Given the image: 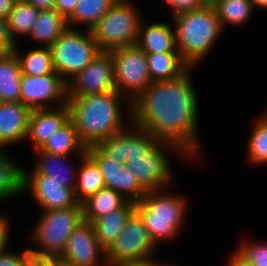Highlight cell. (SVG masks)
Listing matches in <instances>:
<instances>
[{"label":"cell","instance_id":"obj_1","mask_svg":"<svg viewBox=\"0 0 267 266\" xmlns=\"http://www.w3.org/2000/svg\"><path fill=\"white\" fill-rule=\"evenodd\" d=\"M190 69L175 79L152 82L131 102V123L195 157L199 105Z\"/></svg>","mask_w":267,"mask_h":266},{"label":"cell","instance_id":"obj_2","mask_svg":"<svg viewBox=\"0 0 267 266\" xmlns=\"http://www.w3.org/2000/svg\"><path fill=\"white\" fill-rule=\"evenodd\" d=\"M128 122L129 131L125 129L111 135L98 142L95 147L106 158L127 165L146 191L162 190V187L174 180L172 167L164 153L167 150L165 148L182 153V156H189L176 143L159 141L146 130L132 124L131 115Z\"/></svg>","mask_w":267,"mask_h":266},{"label":"cell","instance_id":"obj_3","mask_svg":"<svg viewBox=\"0 0 267 266\" xmlns=\"http://www.w3.org/2000/svg\"><path fill=\"white\" fill-rule=\"evenodd\" d=\"M122 98L128 102L131 113V101L117 90L87 96H67L70 119L87 148L125 129L121 114Z\"/></svg>","mask_w":267,"mask_h":266},{"label":"cell","instance_id":"obj_4","mask_svg":"<svg viewBox=\"0 0 267 266\" xmlns=\"http://www.w3.org/2000/svg\"><path fill=\"white\" fill-rule=\"evenodd\" d=\"M175 42L182 59L194 67L211 50L223 29L214 6L187 11L173 17Z\"/></svg>","mask_w":267,"mask_h":266},{"label":"cell","instance_id":"obj_5","mask_svg":"<svg viewBox=\"0 0 267 266\" xmlns=\"http://www.w3.org/2000/svg\"><path fill=\"white\" fill-rule=\"evenodd\" d=\"M185 201L178 195L154 190L147 191L142 200L136 203L135 211L156 245L161 243L160 240L171 239L179 234L186 213Z\"/></svg>","mask_w":267,"mask_h":266},{"label":"cell","instance_id":"obj_6","mask_svg":"<svg viewBox=\"0 0 267 266\" xmlns=\"http://www.w3.org/2000/svg\"><path fill=\"white\" fill-rule=\"evenodd\" d=\"M42 212L31 235L40 250L29 248L31 255L60 258L65 251L70 234L84 221L82 204Z\"/></svg>","mask_w":267,"mask_h":266},{"label":"cell","instance_id":"obj_7","mask_svg":"<svg viewBox=\"0 0 267 266\" xmlns=\"http://www.w3.org/2000/svg\"><path fill=\"white\" fill-rule=\"evenodd\" d=\"M128 0H116L103 18L91 29L101 52L136 45L140 16Z\"/></svg>","mask_w":267,"mask_h":266},{"label":"cell","instance_id":"obj_8","mask_svg":"<svg viewBox=\"0 0 267 266\" xmlns=\"http://www.w3.org/2000/svg\"><path fill=\"white\" fill-rule=\"evenodd\" d=\"M55 72L68 84L101 51L91 30L68 27L49 47ZM68 76V77H67ZM69 79V80H67Z\"/></svg>","mask_w":267,"mask_h":266},{"label":"cell","instance_id":"obj_9","mask_svg":"<svg viewBox=\"0 0 267 266\" xmlns=\"http://www.w3.org/2000/svg\"><path fill=\"white\" fill-rule=\"evenodd\" d=\"M116 90L132 102L151 83L145 52L137 45L110 51Z\"/></svg>","mask_w":267,"mask_h":266},{"label":"cell","instance_id":"obj_10","mask_svg":"<svg viewBox=\"0 0 267 266\" xmlns=\"http://www.w3.org/2000/svg\"><path fill=\"white\" fill-rule=\"evenodd\" d=\"M157 247L145 227L140 215L134 211L125 228L112 246L106 251L108 266L152 258Z\"/></svg>","mask_w":267,"mask_h":266},{"label":"cell","instance_id":"obj_11","mask_svg":"<svg viewBox=\"0 0 267 266\" xmlns=\"http://www.w3.org/2000/svg\"><path fill=\"white\" fill-rule=\"evenodd\" d=\"M20 102L33 109L47 108V104L57 102L58 106L67 104L68 84L57 74L41 76L21 74Z\"/></svg>","mask_w":267,"mask_h":266},{"label":"cell","instance_id":"obj_12","mask_svg":"<svg viewBox=\"0 0 267 266\" xmlns=\"http://www.w3.org/2000/svg\"><path fill=\"white\" fill-rule=\"evenodd\" d=\"M71 80L73 83H68V96H87L116 90L111 53L100 52Z\"/></svg>","mask_w":267,"mask_h":266},{"label":"cell","instance_id":"obj_13","mask_svg":"<svg viewBox=\"0 0 267 266\" xmlns=\"http://www.w3.org/2000/svg\"><path fill=\"white\" fill-rule=\"evenodd\" d=\"M60 259L75 266H108L106 250L99 244L91 222L85 220L70 234Z\"/></svg>","mask_w":267,"mask_h":266},{"label":"cell","instance_id":"obj_14","mask_svg":"<svg viewBox=\"0 0 267 266\" xmlns=\"http://www.w3.org/2000/svg\"><path fill=\"white\" fill-rule=\"evenodd\" d=\"M86 153L97 163L106 188L113 189L128 201L137 203L142 200L147 191L127 165L106 158L95 146L88 147Z\"/></svg>","mask_w":267,"mask_h":266},{"label":"cell","instance_id":"obj_15","mask_svg":"<svg viewBox=\"0 0 267 266\" xmlns=\"http://www.w3.org/2000/svg\"><path fill=\"white\" fill-rule=\"evenodd\" d=\"M32 191L36 203L43 211L71 208L78 204L74 189L45 175H22V192Z\"/></svg>","mask_w":267,"mask_h":266},{"label":"cell","instance_id":"obj_16","mask_svg":"<svg viewBox=\"0 0 267 266\" xmlns=\"http://www.w3.org/2000/svg\"><path fill=\"white\" fill-rule=\"evenodd\" d=\"M55 109H33L30 113L27 139L30 138L35 150L41 149L51 135L70 118L67 104Z\"/></svg>","mask_w":267,"mask_h":266},{"label":"cell","instance_id":"obj_17","mask_svg":"<svg viewBox=\"0 0 267 266\" xmlns=\"http://www.w3.org/2000/svg\"><path fill=\"white\" fill-rule=\"evenodd\" d=\"M31 109L19 102L0 106V148L27 139Z\"/></svg>","mask_w":267,"mask_h":266},{"label":"cell","instance_id":"obj_18","mask_svg":"<svg viewBox=\"0 0 267 266\" xmlns=\"http://www.w3.org/2000/svg\"><path fill=\"white\" fill-rule=\"evenodd\" d=\"M136 203L127 201L121 208L91 222L99 244L107 251L125 228L126 222L135 211Z\"/></svg>","mask_w":267,"mask_h":266},{"label":"cell","instance_id":"obj_19","mask_svg":"<svg viewBox=\"0 0 267 266\" xmlns=\"http://www.w3.org/2000/svg\"><path fill=\"white\" fill-rule=\"evenodd\" d=\"M136 45L145 53L178 52L175 30L167 23H153L144 28L141 20Z\"/></svg>","mask_w":267,"mask_h":266},{"label":"cell","instance_id":"obj_20","mask_svg":"<svg viewBox=\"0 0 267 266\" xmlns=\"http://www.w3.org/2000/svg\"><path fill=\"white\" fill-rule=\"evenodd\" d=\"M36 151L40 155L39 162L37 161L32 172L22 168V175L50 176L53 177V180L61 182L63 186L75 189L77 171L75 169L72 170L70 167L67 168L64 163L70 156L55 155L43 152L40 149Z\"/></svg>","mask_w":267,"mask_h":266},{"label":"cell","instance_id":"obj_21","mask_svg":"<svg viewBox=\"0 0 267 266\" xmlns=\"http://www.w3.org/2000/svg\"><path fill=\"white\" fill-rule=\"evenodd\" d=\"M150 79L154 81L171 80L182 75L190 66L179 52L145 53Z\"/></svg>","mask_w":267,"mask_h":266},{"label":"cell","instance_id":"obj_22","mask_svg":"<svg viewBox=\"0 0 267 266\" xmlns=\"http://www.w3.org/2000/svg\"><path fill=\"white\" fill-rule=\"evenodd\" d=\"M21 68L14 51L0 53V96L3 102H19Z\"/></svg>","mask_w":267,"mask_h":266},{"label":"cell","instance_id":"obj_23","mask_svg":"<svg viewBox=\"0 0 267 266\" xmlns=\"http://www.w3.org/2000/svg\"><path fill=\"white\" fill-rule=\"evenodd\" d=\"M86 149L87 147L80 140L73 121L69 118L62 127L51 135L40 150L62 156H71L72 153L78 151V155L83 156Z\"/></svg>","mask_w":267,"mask_h":266},{"label":"cell","instance_id":"obj_24","mask_svg":"<svg viewBox=\"0 0 267 266\" xmlns=\"http://www.w3.org/2000/svg\"><path fill=\"white\" fill-rule=\"evenodd\" d=\"M80 159L82 167L77 171L74 193L77 202L82 204L99 190L105 188V182L97 163L87 153Z\"/></svg>","mask_w":267,"mask_h":266},{"label":"cell","instance_id":"obj_25","mask_svg":"<svg viewBox=\"0 0 267 266\" xmlns=\"http://www.w3.org/2000/svg\"><path fill=\"white\" fill-rule=\"evenodd\" d=\"M67 28V20L55 9L40 10L28 36L36 42L43 43L45 47H50Z\"/></svg>","mask_w":267,"mask_h":266},{"label":"cell","instance_id":"obj_26","mask_svg":"<svg viewBox=\"0 0 267 266\" xmlns=\"http://www.w3.org/2000/svg\"><path fill=\"white\" fill-rule=\"evenodd\" d=\"M128 200L110 188H102L82 203L85 221L92 222L121 208Z\"/></svg>","mask_w":267,"mask_h":266},{"label":"cell","instance_id":"obj_27","mask_svg":"<svg viewBox=\"0 0 267 266\" xmlns=\"http://www.w3.org/2000/svg\"><path fill=\"white\" fill-rule=\"evenodd\" d=\"M116 0H78L73 15L67 20L68 27L82 24L91 30L108 12Z\"/></svg>","mask_w":267,"mask_h":266},{"label":"cell","instance_id":"obj_28","mask_svg":"<svg viewBox=\"0 0 267 266\" xmlns=\"http://www.w3.org/2000/svg\"><path fill=\"white\" fill-rule=\"evenodd\" d=\"M40 10L25 0H17L14 8L8 13L6 22L14 42L16 35L28 36L38 19Z\"/></svg>","mask_w":267,"mask_h":266},{"label":"cell","instance_id":"obj_29","mask_svg":"<svg viewBox=\"0 0 267 266\" xmlns=\"http://www.w3.org/2000/svg\"><path fill=\"white\" fill-rule=\"evenodd\" d=\"M0 148V202L22 193V166Z\"/></svg>","mask_w":267,"mask_h":266},{"label":"cell","instance_id":"obj_30","mask_svg":"<svg viewBox=\"0 0 267 266\" xmlns=\"http://www.w3.org/2000/svg\"><path fill=\"white\" fill-rule=\"evenodd\" d=\"M13 51L18 58L22 74L41 76L56 73L53 67L52 54L49 47L33 49L27 54H20L16 45Z\"/></svg>","mask_w":267,"mask_h":266},{"label":"cell","instance_id":"obj_31","mask_svg":"<svg viewBox=\"0 0 267 266\" xmlns=\"http://www.w3.org/2000/svg\"><path fill=\"white\" fill-rule=\"evenodd\" d=\"M213 6L222 28L246 23L254 9L251 0H217Z\"/></svg>","mask_w":267,"mask_h":266},{"label":"cell","instance_id":"obj_32","mask_svg":"<svg viewBox=\"0 0 267 266\" xmlns=\"http://www.w3.org/2000/svg\"><path fill=\"white\" fill-rule=\"evenodd\" d=\"M248 161L252 164H267V120L262 116L257 121L248 140Z\"/></svg>","mask_w":267,"mask_h":266},{"label":"cell","instance_id":"obj_33","mask_svg":"<svg viewBox=\"0 0 267 266\" xmlns=\"http://www.w3.org/2000/svg\"><path fill=\"white\" fill-rule=\"evenodd\" d=\"M235 250L243 259L253 266H267V242H242Z\"/></svg>","mask_w":267,"mask_h":266},{"label":"cell","instance_id":"obj_34","mask_svg":"<svg viewBox=\"0 0 267 266\" xmlns=\"http://www.w3.org/2000/svg\"><path fill=\"white\" fill-rule=\"evenodd\" d=\"M171 8L172 16L201 9L204 5L200 0H164Z\"/></svg>","mask_w":267,"mask_h":266},{"label":"cell","instance_id":"obj_35","mask_svg":"<svg viewBox=\"0 0 267 266\" xmlns=\"http://www.w3.org/2000/svg\"><path fill=\"white\" fill-rule=\"evenodd\" d=\"M31 255V250L26 248L22 253L5 251L0 254V266H23Z\"/></svg>","mask_w":267,"mask_h":266},{"label":"cell","instance_id":"obj_36","mask_svg":"<svg viewBox=\"0 0 267 266\" xmlns=\"http://www.w3.org/2000/svg\"><path fill=\"white\" fill-rule=\"evenodd\" d=\"M16 45L9 33L6 18L0 16V53L11 52Z\"/></svg>","mask_w":267,"mask_h":266},{"label":"cell","instance_id":"obj_37","mask_svg":"<svg viewBox=\"0 0 267 266\" xmlns=\"http://www.w3.org/2000/svg\"><path fill=\"white\" fill-rule=\"evenodd\" d=\"M78 0H55L54 9L68 20L74 13Z\"/></svg>","mask_w":267,"mask_h":266},{"label":"cell","instance_id":"obj_38","mask_svg":"<svg viewBox=\"0 0 267 266\" xmlns=\"http://www.w3.org/2000/svg\"><path fill=\"white\" fill-rule=\"evenodd\" d=\"M7 220L5 216H0V254L6 251L9 241L10 227Z\"/></svg>","mask_w":267,"mask_h":266},{"label":"cell","instance_id":"obj_39","mask_svg":"<svg viewBox=\"0 0 267 266\" xmlns=\"http://www.w3.org/2000/svg\"><path fill=\"white\" fill-rule=\"evenodd\" d=\"M23 266H51V258L30 255Z\"/></svg>","mask_w":267,"mask_h":266},{"label":"cell","instance_id":"obj_40","mask_svg":"<svg viewBox=\"0 0 267 266\" xmlns=\"http://www.w3.org/2000/svg\"><path fill=\"white\" fill-rule=\"evenodd\" d=\"M39 10L54 9L55 0H25Z\"/></svg>","mask_w":267,"mask_h":266},{"label":"cell","instance_id":"obj_41","mask_svg":"<svg viewBox=\"0 0 267 266\" xmlns=\"http://www.w3.org/2000/svg\"><path fill=\"white\" fill-rule=\"evenodd\" d=\"M16 2L17 0H0V16L6 18Z\"/></svg>","mask_w":267,"mask_h":266},{"label":"cell","instance_id":"obj_42","mask_svg":"<svg viewBox=\"0 0 267 266\" xmlns=\"http://www.w3.org/2000/svg\"><path fill=\"white\" fill-rule=\"evenodd\" d=\"M110 266H155V260L153 258L146 259V260H136L131 262H126L117 265H110Z\"/></svg>","mask_w":267,"mask_h":266},{"label":"cell","instance_id":"obj_43","mask_svg":"<svg viewBox=\"0 0 267 266\" xmlns=\"http://www.w3.org/2000/svg\"><path fill=\"white\" fill-rule=\"evenodd\" d=\"M228 266H253L243 259L236 251L230 257Z\"/></svg>","mask_w":267,"mask_h":266},{"label":"cell","instance_id":"obj_44","mask_svg":"<svg viewBox=\"0 0 267 266\" xmlns=\"http://www.w3.org/2000/svg\"><path fill=\"white\" fill-rule=\"evenodd\" d=\"M51 266H75V265L67 263L60 258H51Z\"/></svg>","mask_w":267,"mask_h":266},{"label":"cell","instance_id":"obj_45","mask_svg":"<svg viewBox=\"0 0 267 266\" xmlns=\"http://www.w3.org/2000/svg\"><path fill=\"white\" fill-rule=\"evenodd\" d=\"M253 8L260 7V8H267V0H251Z\"/></svg>","mask_w":267,"mask_h":266},{"label":"cell","instance_id":"obj_46","mask_svg":"<svg viewBox=\"0 0 267 266\" xmlns=\"http://www.w3.org/2000/svg\"><path fill=\"white\" fill-rule=\"evenodd\" d=\"M205 6H213L217 0H200Z\"/></svg>","mask_w":267,"mask_h":266},{"label":"cell","instance_id":"obj_47","mask_svg":"<svg viewBox=\"0 0 267 266\" xmlns=\"http://www.w3.org/2000/svg\"><path fill=\"white\" fill-rule=\"evenodd\" d=\"M155 266H171V265H169V264H167V265L166 264H164V265L161 264L160 265L158 262L156 263V261H155ZM172 266H174V265H172Z\"/></svg>","mask_w":267,"mask_h":266},{"label":"cell","instance_id":"obj_48","mask_svg":"<svg viewBox=\"0 0 267 266\" xmlns=\"http://www.w3.org/2000/svg\"><path fill=\"white\" fill-rule=\"evenodd\" d=\"M266 111H267V110H266ZM264 114H265V115H264V116L262 115V117H263L264 119L267 120V112H265Z\"/></svg>","mask_w":267,"mask_h":266},{"label":"cell","instance_id":"obj_49","mask_svg":"<svg viewBox=\"0 0 267 266\" xmlns=\"http://www.w3.org/2000/svg\"><path fill=\"white\" fill-rule=\"evenodd\" d=\"M3 103V100L1 99V96H0V106L2 105Z\"/></svg>","mask_w":267,"mask_h":266}]
</instances>
